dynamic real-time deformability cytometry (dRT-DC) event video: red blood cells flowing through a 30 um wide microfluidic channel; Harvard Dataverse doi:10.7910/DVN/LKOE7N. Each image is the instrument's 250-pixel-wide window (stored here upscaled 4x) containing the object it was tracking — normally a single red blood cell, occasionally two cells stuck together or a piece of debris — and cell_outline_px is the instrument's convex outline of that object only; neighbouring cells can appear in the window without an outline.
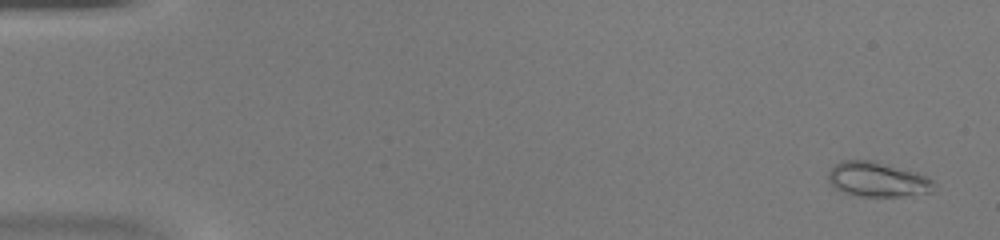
{"species": "common noctule bat (a hibernating species)", "species_latin": "Nyctalus noctula", "temperature_condition": "warm", "stored_images_in_passage": 51, "camera_frame_rate_fps": 3000, "um_per_image_px": 0.085, "animal": {"sex": "female", "body_mass_g": 20.0, "forearm_length_mm": 54.0}, "frame": {"image": 1, "passage_image": 3, "time_ms": 0.667, "image_size_px": [1000, 240], "cell_outline_px": [[936, 184], [932, 192], [904, 196], [860, 196], [844, 192], [836, 188], [828, 180], [828, 172], [840, 160], [876, 160], [916, 172], [932, 180]], "centroid_in_image_um": [74.6, 15.24], "position_along_channel_um": 10.4, "area_um2": 21.44}}
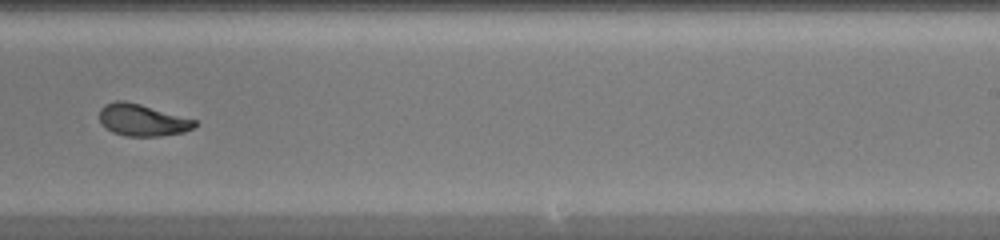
{"frame": {"image": 2, "passage_image": 33, "time_ms": 10.667, "image_size_px": [1000, 240], "cell_outline_px": [[196, 124], [192, 128], [184, 132], [160, 136], [124, 136], [112, 132], [100, 120], [100, 108], [104, 104], [116, 100], [124, 100], [140, 104], [196, 120]], "centroid_in_image_um": [12.08, 10.2], "position_along_channel_um": 276.9, "area_um2": 17.51}}
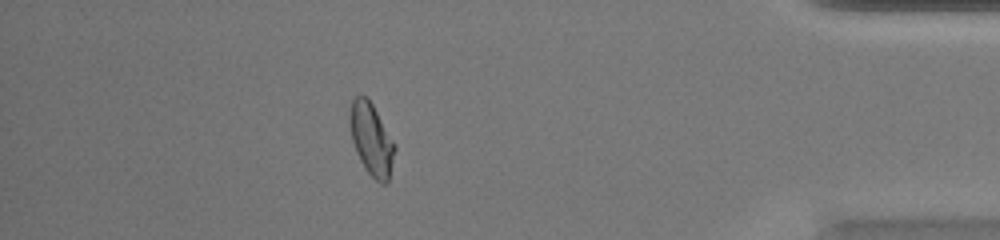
{"frame": {"image": 3, "passage_image": 45, "time_ms": 14.667, "image_size_px": [1000, 240], "cell_outline_px": [[396, 148], [388, 184], [380, 184], [364, 168], [356, 152], [352, 140], [348, 120], [348, 112], [352, 100], [356, 96], [368, 96], [396, 144]], "centroid_in_image_um": [31.57, 11.83], "position_along_channel_um": 403.6, "area_um2": 19.31}, "authors_computed_cell_mechanics": {"area_um2": 18.9584, "velocity_mm_per_s": 4.1933, "shape_relaxation_time_tau1_ms": 4.2455, "shape_relaxation_time_tau2_ms": 0.9674, "deformation_change_tau1": 0.1988, "deformation_change_tau2": 0.0678}}